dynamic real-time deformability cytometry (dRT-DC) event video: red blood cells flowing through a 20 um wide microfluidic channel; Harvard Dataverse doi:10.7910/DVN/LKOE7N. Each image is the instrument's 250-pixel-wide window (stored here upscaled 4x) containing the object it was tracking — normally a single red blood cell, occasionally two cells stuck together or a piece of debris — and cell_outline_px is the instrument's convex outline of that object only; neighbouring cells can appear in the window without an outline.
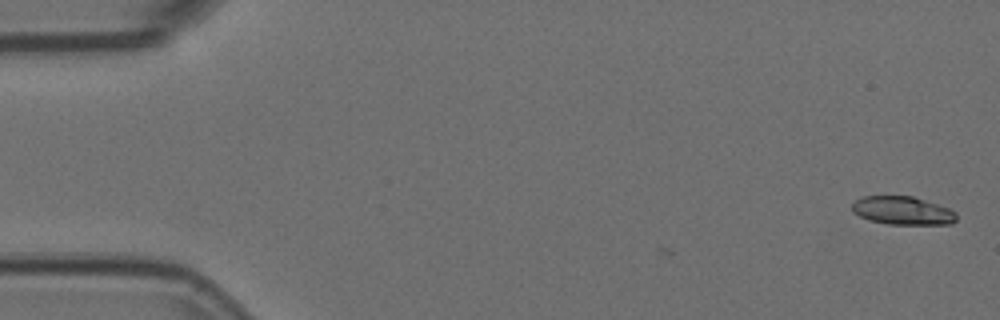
{"species": "Egyptian fruit bat (a non-hibernating species)", "species_latin": "Rousettus aegyptiacus", "temperature_condition": "room temperature", "stored_images_in_passage": 4, "camera_frame_rate_fps": 3000, "um_per_image_px": 0.085, "animal": {"sex": "female"}, "frame": {"image": 1, "passage_image": 1, "time_ms": 0.0, "image_size_px": [1000, 320], "cell_outline_px": [[956, 220], [952, 224], [888, 224], [868, 220], [852, 212], [852, 204], [860, 196], [912, 196], [948, 208], [956, 212]], "centroid_in_image_um": [76.69, 17.9], "position_along_channel_um": 8.3, "area_um2": 17.17}}